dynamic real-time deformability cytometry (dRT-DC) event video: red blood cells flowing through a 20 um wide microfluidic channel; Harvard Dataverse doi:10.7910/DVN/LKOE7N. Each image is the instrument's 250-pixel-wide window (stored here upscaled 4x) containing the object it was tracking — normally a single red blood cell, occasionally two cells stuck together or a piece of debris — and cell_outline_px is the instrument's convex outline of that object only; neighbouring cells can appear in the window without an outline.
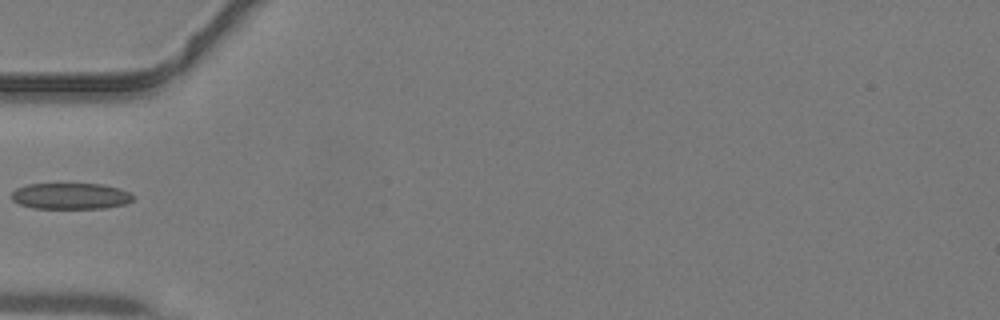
{"species": "common noctule bat (a hibernating species)", "species_latin": "Nyctalus noctula", "temperature_condition": "warm", "stored_images_in_passage": 30, "camera_frame_rate_fps": 3000, "um_per_image_px": 0.085, "animal": {"sex": "male", "body_mass_g": 19.2, "forearm_length_mm": 51.8}, "frame": {"image": 1, "passage_image": 1, "time_ms": 0.0, "image_size_px": [1000, 320], "cell_outline_px": [[132, 200], [124, 204], [104, 208], [32, 208], [20, 204], [12, 200], [12, 192], [16, 188], [28, 184], [100, 184], [120, 188], [128, 192], [132, 196]], "centroid_in_image_um": [5.97, 16.66], "position_along_channel_um": 79.0, "area_um2": 18.38}}
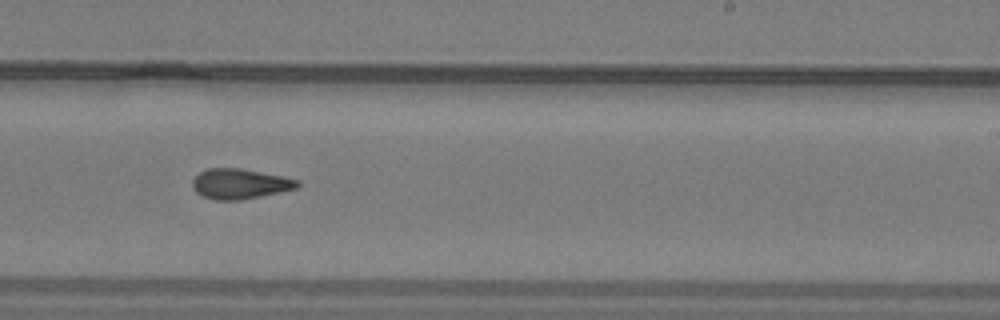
{"frame": {"image": 2, "passage_image": 13, "time_ms": 4.0, "image_size_px": [1000, 320], "cell_outline_px": [[300, 184], [296, 188], [280, 192], [240, 200], [216, 200], [204, 196], [196, 192], [192, 188], [192, 180], [200, 172], [208, 168], [240, 168], [284, 176], [300, 180]], "centroid_in_image_um": [20.4, 15.62], "position_along_channel_um": 268.6, "area_um2": 18.44}}
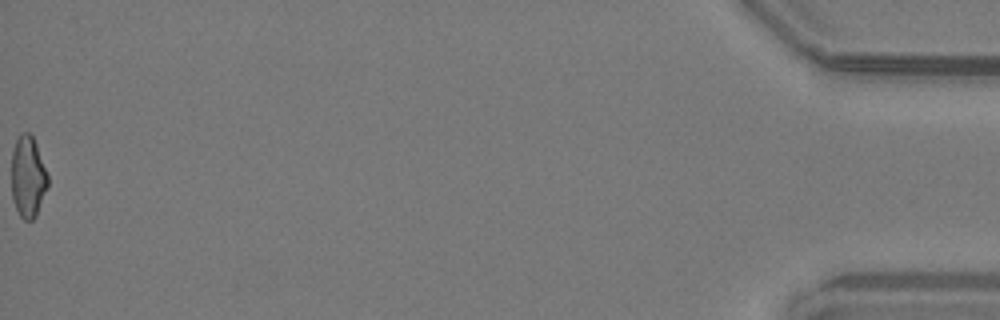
{"frame": {"image": 3, "passage_image": 30, "time_ms": 9.667, "image_size_px": [1000, 320], "cell_outline_px": [[48, 188], [36, 216], [32, 220], [24, 220], [20, 216], [12, 200], [12, 152], [16, 140], [24, 132], [28, 132], [32, 136], [36, 144], [48, 176]], "centroid_in_image_um": [2.38, 15.07], "position_along_channel_um": 432.8, "area_um2": 17.17}}